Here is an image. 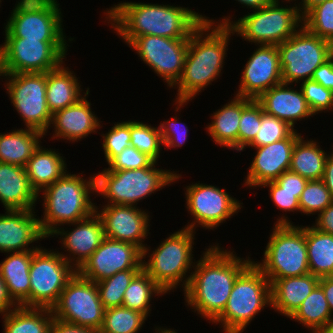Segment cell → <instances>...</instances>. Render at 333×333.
I'll return each instance as SVG.
<instances>
[{"instance_id": "cell-1", "label": "cell", "mask_w": 333, "mask_h": 333, "mask_svg": "<svg viewBox=\"0 0 333 333\" xmlns=\"http://www.w3.org/2000/svg\"><path fill=\"white\" fill-rule=\"evenodd\" d=\"M220 245L217 240L200 252L188 286L182 292L184 306L208 323L223 312L235 280L253 261L251 254L243 258L234 248Z\"/></svg>"}, {"instance_id": "cell-2", "label": "cell", "mask_w": 333, "mask_h": 333, "mask_svg": "<svg viewBox=\"0 0 333 333\" xmlns=\"http://www.w3.org/2000/svg\"><path fill=\"white\" fill-rule=\"evenodd\" d=\"M102 10L112 32L125 45L138 36H159L171 39H189L204 22L203 13L180 5L121 1Z\"/></svg>"}, {"instance_id": "cell-3", "label": "cell", "mask_w": 333, "mask_h": 333, "mask_svg": "<svg viewBox=\"0 0 333 333\" xmlns=\"http://www.w3.org/2000/svg\"><path fill=\"white\" fill-rule=\"evenodd\" d=\"M232 36L235 35L229 26L206 21L191 34L182 74L171 88L177 89L173 101L192 102L213 82H218Z\"/></svg>"}, {"instance_id": "cell-4", "label": "cell", "mask_w": 333, "mask_h": 333, "mask_svg": "<svg viewBox=\"0 0 333 333\" xmlns=\"http://www.w3.org/2000/svg\"><path fill=\"white\" fill-rule=\"evenodd\" d=\"M69 171L38 194V202L43 207L39 224L47 239L58 228L86 219L95 212V174L85 177L84 171L76 174Z\"/></svg>"}, {"instance_id": "cell-5", "label": "cell", "mask_w": 333, "mask_h": 333, "mask_svg": "<svg viewBox=\"0 0 333 333\" xmlns=\"http://www.w3.org/2000/svg\"><path fill=\"white\" fill-rule=\"evenodd\" d=\"M234 17V14L229 13L214 20L203 14L204 21L229 26L235 37H240L243 42L254 46L279 45L303 26V17L295 0H272L264 8L247 11V14L238 17V20Z\"/></svg>"}, {"instance_id": "cell-6", "label": "cell", "mask_w": 333, "mask_h": 333, "mask_svg": "<svg viewBox=\"0 0 333 333\" xmlns=\"http://www.w3.org/2000/svg\"><path fill=\"white\" fill-rule=\"evenodd\" d=\"M158 162L148 167L129 170H105L95 173V197L104 199L102 204L137 206L144 199L165 187L179 183L182 172L159 168ZM178 181V182H177ZM172 184V185H171ZM148 197V198H147ZM106 199V200H105Z\"/></svg>"}, {"instance_id": "cell-7", "label": "cell", "mask_w": 333, "mask_h": 333, "mask_svg": "<svg viewBox=\"0 0 333 333\" xmlns=\"http://www.w3.org/2000/svg\"><path fill=\"white\" fill-rule=\"evenodd\" d=\"M196 233L182 227L167 235L153 250L150 245L143 250L142 269L168 295L178 288L183 292L188 286L196 262Z\"/></svg>"}, {"instance_id": "cell-8", "label": "cell", "mask_w": 333, "mask_h": 333, "mask_svg": "<svg viewBox=\"0 0 333 333\" xmlns=\"http://www.w3.org/2000/svg\"><path fill=\"white\" fill-rule=\"evenodd\" d=\"M268 307H272L270 282L252 261L235 280L223 312L212 324L222 333H243Z\"/></svg>"}, {"instance_id": "cell-9", "label": "cell", "mask_w": 333, "mask_h": 333, "mask_svg": "<svg viewBox=\"0 0 333 333\" xmlns=\"http://www.w3.org/2000/svg\"><path fill=\"white\" fill-rule=\"evenodd\" d=\"M261 261L253 262L268 279L302 276L310 273L305 225L273 224Z\"/></svg>"}, {"instance_id": "cell-10", "label": "cell", "mask_w": 333, "mask_h": 333, "mask_svg": "<svg viewBox=\"0 0 333 333\" xmlns=\"http://www.w3.org/2000/svg\"><path fill=\"white\" fill-rule=\"evenodd\" d=\"M69 42V43H68ZM72 41L4 37L0 44L2 73H46L67 61Z\"/></svg>"}, {"instance_id": "cell-11", "label": "cell", "mask_w": 333, "mask_h": 333, "mask_svg": "<svg viewBox=\"0 0 333 333\" xmlns=\"http://www.w3.org/2000/svg\"><path fill=\"white\" fill-rule=\"evenodd\" d=\"M191 183L183 189L185 208L191 217L183 228L195 232L199 228L208 229V232L214 231L231 220L233 216L238 215V212L241 213L240 210L244 208L243 201L233 197L225 187L220 188L212 184L200 183V181Z\"/></svg>"}, {"instance_id": "cell-12", "label": "cell", "mask_w": 333, "mask_h": 333, "mask_svg": "<svg viewBox=\"0 0 333 333\" xmlns=\"http://www.w3.org/2000/svg\"><path fill=\"white\" fill-rule=\"evenodd\" d=\"M58 0L14 5L4 23V37L41 41H75L66 37L63 13Z\"/></svg>"}, {"instance_id": "cell-13", "label": "cell", "mask_w": 333, "mask_h": 333, "mask_svg": "<svg viewBox=\"0 0 333 333\" xmlns=\"http://www.w3.org/2000/svg\"><path fill=\"white\" fill-rule=\"evenodd\" d=\"M277 48L282 81L286 84L298 85L311 80L314 71L333 56V44L310 33L304 26Z\"/></svg>"}, {"instance_id": "cell-14", "label": "cell", "mask_w": 333, "mask_h": 333, "mask_svg": "<svg viewBox=\"0 0 333 333\" xmlns=\"http://www.w3.org/2000/svg\"><path fill=\"white\" fill-rule=\"evenodd\" d=\"M2 77L10 103L24 128L50 133L52 113L46 99V73H2Z\"/></svg>"}, {"instance_id": "cell-15", "label": "cell", "mask_w": 333, "mask_h": 333, "mask_svg": "<svg viewBox=\"0 0 333 333\" xmlns=\"http://www.w3.org/2000/svg\"><path fill=\"white\" fill-rule=\"evenodd\" d=\"M76 272L56 249L41 246L30 264L29 307L51 309Z\"/></svg>"}, {"instance_id": "cell-16", "label": "cell", "mask_w": 333, "mask_h": 333, "mask_svg": "<svg viewBox=\"0 0 333 333\" xmlns=\"http://www.w3.org/2000/svg\"><path fill=\"white\" fill-rule=\"evenodd\" d=\"M51 310L54 318L99 331L103 324L105 308L101 303L96 283L76 272Z\"/></svg>"}, {"instance_id": "cell-17", "label": "cell", "mask_w": 333, "mask_h": 333, "mask_svg": "<svg viewBox=\"0 0 333 333\" xmlns=\"http://www.w3.org/2000/svg\"><path fill=\"white\" fill-rule=\"evenodd\" d=\"M188 42L189 39L146 35L135 37L127 46L171 90L182 74Z\"/></svg>"}, {"instance_id": "cell-18", "label": "cell", "mask_w": 333, "mask_h": 333, "mask_svg": "<svg viewBox=\"0 0 333 333\" xmlns=\"http://www.w3.org/2000/svg\"><path fill=\"white\" fill-rule=\"evenodd\" d=\"M98 205L96 203L95 212L102 220L105 237L132 243L143 251L152 230V212L132 205Z\"/></svg>"}, {"instance_id": "cell-19", "label": "cell", "mask_w": 333, "mask_h": 333, "mask_svg": "<svg viewBox=\"0 0 333 333\" xmlns=\"http://www.w3.org/2000/svg\"><path fill=\"white\" fill-rule=\"evenodd\" d=\"M142 256L138 246L105 237L77 273L96 283L120 271L142 269Z\"/></svg>"}, {"instance_id": "cell-20", "label": "cell", "mask_w": 333, "mask_h": 333, "mask_svg": "<svg viewBox=\"0 0 333 333\" xmlns=\"http://www.w3.org/2000/svg\"><path fill=\"white\" fill-rule=\"evenodd\" d=\"M241 71L236 96L258 99L268 89L282 81V70L277 45H255Z\"/></svg>"}, {"instance_id": "cell-21", "label": "cell", "mask_w": 333, "mask_h": 333, "mask_svg": "<svg viewBox=\"0 0 333 333\" xmlns=\"http://www.w3.org/2000/svg\"><path fill=\"white\" fill-rule=\"evenodd\" d=\"M302 136L295 129L287 138L261 147H245L255 150L242 187L260 188L264 183L275 181L284 171L289 170L296 141Z\"/></svg>"}, {"instance_id": "cell-22", "label": "cell", "mask_w": 333, "mask_h": 333, "mask_svg": "<svg viewBox=\"0 0 333 333\" xmlns=\"http://www.w3.org/2000/svg\"><path fill=\"white\" fill-rule=\"evenodd\" d=\"M71 226L74 228H68ZM54 237H58L61 244L56 250L78 270L105 239V232L102 220L94 212L86 219L58 228L48 239Z\"/></svg>"}, {"instance_id": "cell-23", "label": "cell", "mask_w": 333, "mask_h": 333, "mask_svg": "<svg viewBox=\"0 0 333 333\" xmlns=\"http://www.w3.org/2000/svg\"><path fill=\"white\" fill-rule=\"evenodd\" d=\"M37 212L36 209H11L0 213L1 253L36 251L42 246L40 241L47 238L40 228Z\"/></svg>"}, {"instance_id": "cell-24", "label": "cell", "mask_w": 333, "mask_h": 333, "mask_svg": "<svg viewBox=\"0 0 333 333\" xmlns=\"http://www.w3.org/2000/svg\"><path fill=\"white\" fill-rule=\"evenodd\" d=\"M90 91L81 98L76 104L68 106L52 115V121L49 129L52 134L45 133V137L52 135L53 140H62L65 143H78L84 138L94 134H99L98 130L103 129V121L91 108V101L88 100Z\"/></svg>"}, {"instance_id": "cell-25", "label": "cell", "mask_w": 333, "mask_h": 333, "mask_svg": "<svg viewBox=\"0 0 333 333\" xmlns=\"http://www.w3.org/2000/svg\"><path fill=\"white\" fill-rule=\"evenodd\" d=\"M256 100L265 114L287 122L294 129L297 128V121L315 116L298 85L281 83L268 89Z\"/></svg>"}, {"instance_id": "cell-26", "label": "cell", "mask_w": 333, "mask_h": 333, "mask_svg": "<svg viewBox=\"0 0 333 333\" xmlns=\"http://www.w3.org/2000/svg\"><path fill=\"white\" fill-rule=\"evenodd\" d=\"M0 204L4 210L36 209L38 194L30 185L25 167L0 162Z\"/></svg>"}, {"instance_id": "cell-27", "label": "cell", "mask_w": 333, "mask_h": 333, "mask_svg": "<svg viewBox=\"0 0 333 333\" xmlns=\"http://www.w3.org/2000/svg\"><path fill=\"white\" fill-rule=\"evenodd\" d=\"M268 280L271 286V309L288 319L319 284L320 278L308 273Z\"/></svg>"}, {"instance_id": "cell-28", "label": "cell", "mask_w": 333, "mask_h": 333, "mask_svg": "<svg viewBox=\"0 0 333 333\" xmlns=\"http://www.w3.org/2000/svg\"><path fill=\"white\" fill-rule=\"evenodd\" d=\"M76 75L65 61L58 68L46 72V99L52 115L76 104L90 91L88 87L82 88Z\"/></svg>"}, {"instance_id": "cell-29", "label": "cell", "mask_w": 333, "mask_h": 333, "mask_svg": "<svg viewBox=\"0 0 333 333\" xmlns=\"http://www.w3.org/2000/svg\"><path fill=\"white\" fill-rule=\"evenodd\" d=\"M35 251L7 252L0 261L2 277L8 295L17 306L29 307L30 264Z\"/></svg>"}, {"instance_id": "cell-30", "label": "cell", "mask_w": 333, "mask_h": 333, "mask_svg": "<svg viewBox=\"0 0 333 333\" xmlns=\"http://www.w3.org/2000/svg\"><path fill=\"white\" fill-rule=\"evenodd\" d=\"M242 112V97L234 95L211 113L205 130L215 145L238 153V130ZM226 147V148H225Z\"/></svg>"}, {"instance_id": "cell-31", "label": "cell", "mask_w": 333, "mask_h": 333, "mask_svg": "<svg viewBox=\"0 0 333 333\" xmlns=\"http://www.w3.org/2000/svg\"><path fill=\"white\" fill-rule=\"evenodd\" d=\"M65 156L59 149L43 147L42 143L25 166L31 187L39 194L60 179L68 170Z\"/></svg>"}, {"instance_id": "cell-32", "label": "cell", "mask_w": 333, "mask_h": 333, "mask_svg": "<svg viewBox=\"0 0 333 333\" xmlns=\"http://www.w3.org/2000/svg\"><path fill=\"white\" fill-rule=\"evenodd\" d=\"M45 134L32 128H13L0 133V162L25 167Z\"/></svg>"}, {"instance_id": "cell-33", "label": "cell", "mask_w": 333, "mask_h": 333, "mask_svg": "<svg viewBox=\"0 0 333 333\" xmlns=\"http://www.w3.org/2000/svg\"><path fill=\"white\" fill-rule=\"evenodd\" d=\"M322 147V148H321ZM316 138L302 135L295 143L289 170L299 174L308 181L321 180L325 163L330 151L323 150Z\"/></svg>"}, {"instance_id": "cell-34", "label": "cell", "mask_w": 333, "mask_h": 333, "mask_svg": "<svg viewBox=\"0 0 333 333\" xmlns=\"http://www.w3.org/2000/svg\"><path fill=\"white\" fill-rule=\"evenodd\" d=\"M3 333H50V308L17 306L2 315Z\"/></svg>"}, {"instance_id": "cell-35", "label": "cell", "mask_w": 333, "mask_h": 333, "mask_svg": "<svg viewBox=\"0 0 333 333\" xmlns=\"http://www.w3.org/2000/svg\"><path fill=\"white\" fill-rule=\"evenodd\" d=\"M308 264L317 277L333 276V235L323 233L312 225H305Z\"/></svg>"}, {"instance_id": "cell-36", "label": "cell", "mask_w": 333, "mask_h": 333, "mask_svg": "<svg viewBox=\"0 0 333 333\" xmlns=\"http://www.w3.org/2000/svg\"><path fill=\"white\" fill-rule=\"evenodd\" d=\"M166 293L141 269L132 279L123 297V307L135 310L150 317L154 298L164 297ZM154 301V302H152Z\"/></svg>"}, {"instance_id": "cell-37", "label": "cell", "mask_w": 333, "mask_h": 333, "mask_svg": "<svg viewBox=\"0 0 333 333\" xmlns=\"http://www.w3.org/2000/svg\"><path fill=\"white\" fill-rule=\"evenodd\" d=\"M306 330L312 333L314 330L333 323V317L326 300L324 291L318 284L300 307L290 317Z\"/></svg>"}, {"instance_id": "cell-38", "label": "cell", "mask_w": 333, "mask_h": 333, "mask_svg": "<svg viewBox=\"0 0 333 333\" xmlns=\"http://www.w3.org/2000/svg\"><path fill=\"white\" fill-rule=\"evenodd\" d=\"M148 318L135 310L123 306L104 311L99 333H140Z\"/></svg>"}, {"instance_id": "cell-39", "label": "cell", "mask_w": 333, "mask_h": 333, "mask_svg": "<svg viewBox=\"0 0 333 333\" xmlns=\"http://www.w3.org/2000/svg\"><path fill=\"white\" fill-rule=\"evenodd\" d=\"M130 137L132 147L159 163L164 153L159 126L156 124L153 126L145 121L130 120Z\"/></svg>"}, {"instance_id": "cell-40", "label": "cell", "mask_w": 333, "mask_h": 333, "mask_svg": "<svg viewBox=\"0 0 333 333\" xmlns=\"http://www.w3.org/2000/svg\"><path fill=\"white\" fill-rule=\"evenodd\" d=\"M140 270L120 271L111 277L96 282L99 297L105 310L123 305L124 292Z\"/></svg>"}, {"instance_id": "cell-41", "label": "cell", "mask_w": 333, "mask_h": 333, "mask_svg": "<svg viewBox=\"0 0 333 333\" xmlns=\"http://www.w3.org/2000/svg\"><path fill=\"white\" fill-rule=\"evenodd\" d=\"M264 114L261 104L254 99L242 97V112L238 130V153L255 138Z\"/></svg>"}, {"instance_id": "cell-42", "label": "cell", "mask_w": 333, "mask_h": 333, "mask_svg": "<svg viewBox=\"0 0 333 333\" xmlns=\"http://www.w3.org/2000/svg\"><path fill=\"white\" fill-rule=\"evenodd\" d=\"M332 202L333 197L322 179L308 181L299 199L300 214L313 217L325 210Z\"/></svg>"}, {"instance_id": "cell-43", "label": "cell", "mask_w": 333, "mask_h": 333, "mask_svg": "<svg viewBox=\"0 0 333 333\" xmlns=\"http://www.w3.org/2000/svg\"><path fill=\"white\" fill-rule=\"evenodd\" d=\"M172 107L175 108V116H172L170 119H165L164 121H160L159 130L161 134V139L163 143L164 149H178L183 147L187 142V138L189 135L188 126L181 121V117L176 114L177 112H181L183 107L190 104L189 102H181V101H172Z\"/></svg>"}, {"instance_id": "cell-44", "label": "cell", "mask_w": 333, "mask_h": 333, "mask_svg": "<svg viewBox=\"0 0 333 333\" xmlns=\"http://www.w3.org/2000/svg\"><path fill=\"white\" fill-rule=\"evenodd\" d=\"M303 26L312 34L333 44V0H326L303 17Z\"/></svg>"}, {"instance_id": "cell-45", "label": "cell", "mask_w": 333, "mask_h": 333, "mask_svg": "<svg viewBox=\"0 0 333 333\" xmlns=\"http://www.w3.org/2000/svg\"><path fill=\"white\" fill-rule=\"evenodd\" d=\"M113 124L112 127H109L108 132L105 131V134L103 131L101 133L99 131L102 138L101 149L103 150L101 151L107 164L125 148L131 146L130 120H120Z\"/></svg>"}, {"instance_id": "cell-46", "label": "cell", "mask_w": 333, "mask_h": 333, "mask_svg": "<svg viewBox=\"0 0 333 333\" xmlns=\"http://www.w3.org/2000/svg\"><path fill=\"white\" fill-rule=\"evenodd\" d=\"M265 187L269 188V199L272 201L274 206H276L274 208H278L277 210H280L283 213L277 215L278 218H275L276 221L274 224H294L295 222H293L291 217L289 218L287 214H290V212H293V215L294 213H300L299 199L302 192L283 191V188L280 187L275 181L266 182L261 186V188Z\"/></svg>"}, {"instance_id": "cell-47", "label": "cell", "mask_w": 333, "mask_h": 333, "mask_svg": "<svg viewBox=\"0 0 333 333\" xmlns=\"http://www.w3.org/2000/svg\"><path fill=\"white\" fill-rule=\"evenodd\" d=\"M295 129L287 122L263 114L260 129L246 147H261L287 138Z\"/></svg>"}, {"instance_id": "cell-48", "label": "cell", "mask_w": 333, "mask_h": 333, "mask_svg": "<svg viewBox=\"0 0 333 333\" xmlns=\"http://www.w3.org/2000/svg\"><path fill=\"white\" fill-rule=\"evenodd\" d=\"M314 115L333 112V92L318 82L305 80L299 85Z\"/></svg>"}, {"instance_id": "cell-49", "label": "cell", "mask_w": 333, "mask_h": 333, "mask_svg": "<svg viewBox=\"0 0 333 333\" xmlns=\"http://www.w3.org/2000/svg\"><path fill=\"white\" fill-rule=\"evenodd\" d=\"M153 160L146 154L130 146L125 148L119 155L115 156L105 170H129L148 167Z\"/></svg>"}, {"instance_id": "cell-50", "label": "cell", "mask_w": 333, "mask_h": 333, "mask_svg": "<svg viewBox=\"0 0 333 333\" xmlns=\"http://www.w3.org/2000/svg\"><path fill=\"white\" fill-rule=\"evenodd\" d=\"M275 182L283 191L302 192L308 182L307 179L290 170L284 171Z\"/></svg>"}, {"instance_id": "cell-51", "label": "cell", "mask_w": 333, "mask_h": 333, "mask_svg": "<svg viewBox=\"0 0 333 333\" xmlns=\"http://www.w3.org/2000/svg\"><path fill=\"white\" fill-rule=\"evenodd\" d=\"M311 80L333 92V56L314 71Z\"/></svg>"}, {"instance_id": "cell-52", "label": "cell", "mask_w": 333, "mask_h": 333, "mask_svg": "<svg viewBox=\"0 0 333 333\" xmlns=\"http://www.w3.org/2000/svg\"><path fill=\"white\" fill-rule=\"evenodd\" d=\"M50 333H99V331L68 323L53 317L50 324Z\"/></svg>"}, {"instance_id": "cell-53", "label": "cell", "mask_w": 333, "mask_h": 333, "mask_svg": "<svg viewBox=\"0 0 333 333\" xmlns=\"http://www.w3.org/2000/svg\"><path fill=\"white\" fill-rule=\"evenodd\" d=\"M311 225L323 233L333 235V202L315 217Z\"/></svg>"}, {"instance_id": "cell-54", "label": "cell", "mask_w": 333, "mask_h": 333, "mask_svg": "<svg viewBox=\"0 0 333 333\" xmlns=\"http://www.w3.org/2000/svg\"><path fill=\"white\" fill-rule=\"evenodd\" d=\"M16 307L17 305L8 295L6 285L0 276V317Z\"/></svg>"}, {"instance_id": "cell-55", "label": "cell", "mask_w": 333, "mask_h": 333, "mask_svg": "<svg viewBox=\"0 0 333 333\" xmlns=\"http://www.w3.org/2000/svg\"><path fill=\"white\" fill-rule=\"evenodd\" d=\"M333 146L329 149L330 153L327 156L324 175L322 180L325 183V186L329 190L331 196L333 197Z\"/></svg>"}, {"instance_id": "cell-56", "label": "cell", "mask_w": 333, "mask_h": 333, "mask_svg": "<svg viewBox=\"0 0 333 333\" xmlns=\"http://www.w3.org/2000/svg\"><path fill=\"white\" fill-rule=\"evenodd\" d=\"M319 285L324 291L328 302L332 317H333V276L320 277Z\"/></svg>"}, {"instance_id": "cell-57", "label": "cell", "mask_w": 333, "mask_h": 333, "mask_svg": "<svg viewBox=\"0 0 333 333\" xmlns=\"http://www.w3.org/2000/svg\"><path fill=\"white\" fill-rule=\"evenodd\" d=\"M298 10L302 17H304L312 8L324 3L326 0H295Z\"/></svg>"}, {"instance_id": "cell-58", "label": "cell", "mask_w": 333, "mask_h": 333, "mask_svg": "<svg viewBox=\"0 0 333 333\" xmlns=\"http://www.w3.org/2000/svg\"><path fill=\"white\" fill-rule=\"evenodd\" d=\"M235 3H238L242 6V8L251 10H256L260 8H264L267 6L272 0H234Z\"/></svg>"}, {"instance_id": "cell-59", "label": "cell", "mask_w": 333, "mask_h": 333, "mask_svg": "<svg viewBox=\"0 0 333 333\" xmlns=\"http://www.w3.org/2000/svg\"><path fill=\"white\" fill-rule=\"evenodd\" d=\"M155 327H154V329H152L153 331L155 330V332L154 333H178L177 331L178 330H174V329H172V328H168L167 326H158V325H154Z\"/></svg>"}, {"instance_id": "cell-60", "label": "cell", "mask_w": 333, "mask_h": 333, "mask_svg": "<svg viewBox=\"0 0 333 333\" xmlns=\"http://www.w3.org/2000/svg\"><path fill=\"white\" fill-rule=\"evenodd\" d=\"M312 333H333V323L314 330Z\"/></svg>"}, {"instance_id": "cell-61", "label": "cell", "mask_w": 333, "mask_h": 333, "mask_svg": "<svg viewBox=\"0 0 333 333\" xmlns=\"http://www.w3.org/2000/svg\"><path fill=\"white\" fill-rule=\"evenodd\" d=\"M3 0H1L2 2ZM46 0H16L15 5H20V4H30V3H40Z\"/></svg>"}, {"instance_id": "cell-62", "label": "cell", "mask_w": 333, "mask_h": 333, "mask_svg": "<svg viewBox=\"0 0 333 333\" xmlns=\"http://www.w3.org/2000/svg\"><path fill=\"white\" fill-rule=\"evenodd\" d=\"M2 78V71H1V60H0V79Z\"/></svg>"}]
</instances>
